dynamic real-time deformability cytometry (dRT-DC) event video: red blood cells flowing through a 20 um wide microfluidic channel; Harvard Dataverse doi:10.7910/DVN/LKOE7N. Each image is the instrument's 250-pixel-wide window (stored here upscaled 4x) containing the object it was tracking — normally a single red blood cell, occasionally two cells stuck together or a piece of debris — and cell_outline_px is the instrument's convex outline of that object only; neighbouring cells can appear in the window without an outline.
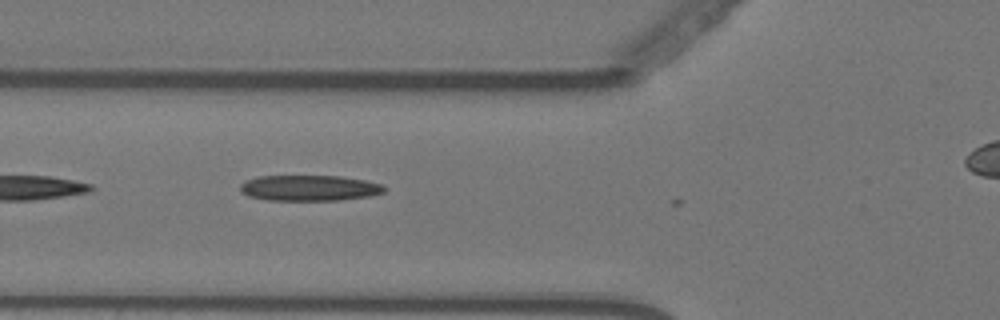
{"species": "Egyptian fruit bat (a non-hibernating species)", "species_latin": "Rousettus aegyptiacus", "temperature_condition": "warm", "stored_images_in_passage": 5, "camera_frame_rate_fps": 3000, "um_per_image_px": 0.085, "animal": {"sex": "female"}, "frame": {"image": 1, "passage_image": 3, "time_ms": 0.667, "image_size_px": [1000, 320], "cell_outline_px": [[384, 192], [368, 196], [340, 200], [268, 200], [248, 196], [240, 192], [240, 184], [244, 180], [256, 176], [340, 176], [364, 180], [380, 184], [384, 188]], "centroid_in_image_um": [26.21, 15.97], "position_along_channel_um": 99.6, "area_um2": 21.56}}